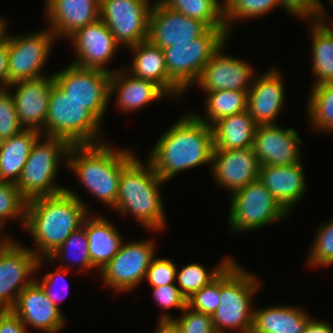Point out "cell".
<instances>
[{"instance_id":"20","label":"cell","mask_w":333,"mask_h":333,"mask_svg":"<svg viewBox=\"0 0 333 333\" xmlns=\"http://www.w3.org/2000/svg\"><path fill=\"white\" fill-rule=\"evenodd\" d=\"M260 164L253 147L244 149H214L212 172L215 183L233 194L248 183L258 180Z\"/></svg>"},{"instance_id":"50","label":"cell","mask_w":333,"mask_h":333,"mask_svg":"<svg viewBox=\"0 0 333 333\" xmlns=\"http://www.w3.org/2000/svg\"><path fill=\"white\" fill-rule=\"evenodd\" d=\"M153 333H181L173 321H158Z\"/></svg>"},{"instance_id":"55","label":"cell","mask_w":333,"mask_h":333,"mask_svg":"<svg viewBox=\"0 0 333 333\" xmlns=\"http://www.w3.org/2000/svg\"><path fill=\"white\" fill-rule=\"evenodd\" d=\"M144 1H147L150 5H154V4H156L157 2H159V1H161V0H154L153 2L151 1V0H144Z\"/></svg>"},{"instance_id":"32","label":"cell","mask_w":333,"mask_h":333,"mask_svg":"<svg viewBox=\"0 0 333 333\" xmlns=\"http://www.w3.org/2000/svg\"><path fill=\"white\" fill-rule=\"evenodd\" d=\"M57 259L62 264H58V266L67 270L71 268L69 267L71 266V264L69 265L70 261L75 264L74 266H78L77 270L79 271L82 270L84 272L95 268L89 255L88 237L83 226L74 231L65 242L47 258H38L36 272L42 267L44 261V263H52V261Z\"/></svg>"},{"instance_id":"9","label":"cell","mask_w":333,"mask_h":333,"mask_svg":"<svg viewBox=\"0 0 333 333\" xmlns=\"http://www.w3.org/2000/svg\"><path fill=\"white\" fill-rule=\"evenodd\" d=\"M228 225L232 232H251L288 217L271 192L256 180L230 196Z\"/></svg>"},{"instance_id":"17","label":"cell","mask_w":333,"mask_h":333,"mask_svg":"<svg viewBox=\"0 0 333 333\" xmlns=\"http://www.w3.org/2000/svg\"><path fill=\"white\" fill-rule=\"evenodd\" d=\"M223 47L209 60L194 84L207 92L217 90L248 91L256 75L253 66L239 57L224 53Z\"/></svg>"},{"instance_id":"7","label":"cell","mask_w":333,"mask_h":333,"mask_svg":"<svg viewBox=\"0 0 333 333\" xmlns=\"http://www.w3.org/2000/svg\"><path fill=\"white\" fill-rule=\"evenodd\" d=\"M71 145L64 139L42 135L33 144L16 186L28 201L37 197L61 193L65 187L56 184L60 163ZM63 159V160H62ZM62 160V161H61Z\"/></svg>"},{"instance_id":"25","label":"cell","mask_w":333,"mask_h":333,"mask_svg":"<svg viewBox=\"0 0 333 333\" xmlns=\"http://www.w3.org/2000/svg\"><path fill=\"white\" fill-rule=\"evenodd\" d=\"M115 94V105L124 113L142 109L156 100L170 96L155 82L137 78L128 73L125 68L111 74L110 100Z\"/></svg>"},{"instance_id":"34","label":"cell","mask_w":333,"mask_h":333,"mask_svg":"<svg viewBox=\"0 0 333 333\" xmlns=\"http://www.w3.org/2000/svg\"><path fill=\"white\" fill-rule=\"evenodd\" d=\"M307 103L309 124L317 132L333 133V82L311 87Z\"/></svg>"},{"instance_id":"45","label":"cell","mask_w":333,"mask_h":333,"mask_svg":"<svg viewBox=\"0 0 333 333\" xmlns=\"http://www.w3.org/2000/svg\"><path fill=\"white\" fill-rule=\"evenodd\" d=\"M153 299L157 305L164 311L177 308L183 311L187 307V299L181 293L176 283H170L159 287L151 286Z\"/></svg>"},{"instance_id":"11","label":"cell","mask_w":333,"mask_h":333,"mask_svg":"<svg viewBox=\"0 0 333 333\" xmlns=\"http://www.w3.org/2000/svg\"><path fill=\"white\" fill-rule=\"evenodd\" d=\"M51 74L71 98L81 103L101 123L104 122L103 117L110 103L111 73L70 63L66 69Z\"/></svg>"},{"instance_id":"44","label":"cell","mask_w":333,"mask_h":333,"mask_svg":"<svg viewBox=\"0 0 333 333\" xmlns=\"http://www.w3.org/2000/svg\"><path fill=\"white\" fill-rule=\"evenodd\" d=\"M177 264L170 258L156 256L152 259L145 280L150 286H162L176 282Z\"/></svg>"},{"instance_id":"1","label":"cell","mask_w":333,"mask_h":333,"mask_svg":"<svg viewBox=\"0 0 333 333\" xmlns=\"http://www.w3.org/2000/svg\"><path fill=\"white\" fill-rule=\"evenodd\" d=\"M146 158L164 181L201 165L212 167L213 130L193 112L174 122L158 139Z\"/></svg>"},{"instance_id":"24","label":"cell","mask_w":333,"mask_h":333,"mask_svg":"<svg viewBox=\"0 0 333 333\" xmlns=\"http://www.w3.org/2000/svg\"><path fill=\"white\" fill-rule=\"evenodd\" d=\"M301 161L284 166H260V182L271 192L277 202L289 214L303 199L307 180Z\"/></svg>"},{"instance_id":"29","label":"cell","mask_w":333,"mask_h":333,"mask_svg":"<svg viewBox=\"0 0 333 333\" xmlns=\"http://www.w3.org/2000/svg\"><path fill=\"white\" fill-rule=\"evenodd\" d=\"M257 126L248 110L220 119L211 126L214 149L253 147Z\"/></svg>"},{"instance_id":"56","label":"cell","mask_w":333,"mask_h":333,"mask_svg":"<svg viewBox=\"0 0 333 333\" xmlns=\"http://www.w3.org/2000/svg\"><path fill=\"white\" fill-rule=\"evenodd\" d=\"M222 8H224V4H225V0H221L219 2V0H215Z\"/></svg>"},{"instance_id":"31","label":"cell","mask_w":333,"mask_h":333,"mask_svg":"<svg viewBox=\"0 0 333 333\" xmlns=\"http://www.w3.org/2000/svg\"><path fill=\"white\" fill-rule=\"evenodd\" d=\"M310 26L312 86L333 82V33L322 22L311 21Z\"/></svg>"},{"instance_id":"23","label":"cell","mask_w":333,"mask_h":333,"mask_svg":"<svg viewBox=\"0 0 333 333\" xmlns=\"http://www.w3.org/2000/svg\"><path fill=\"white\" fill-rule=\"evenodd\" d=\"M48 28L57 39H68L77 30L100 18V0H45Z\"/></svg>"},{"instance_id":"46","label":"cell","mask_w":333,"mask_h":333,"mask_svg":"<svg viewBox=\"0 0 333 333\" xmlns=\"http://www.w3.org/2000/svg\"><path fill=\"white\" fill-rule=\"evenodd\" d=\"M318 0H279L280 7L286 9L291 16H297L300 20L315 21L316 6Z\"/></svg>"},{"instance_id":"54","label":"cell","mask_w":333,"mask_h":333,"mask_svg":"<svg viewBox=\"0 0 333 333\" xmlns=\"http://www.w3.org/2000/svg\"><path fill=\"white\" fill-rule=\"evenodd\" d=\"M331 21V22H330ZM332 33H333V21L331 20H325L322 22ZM327 23V24H326ZM329 24V25H328ZM332 24V25H331Z\"/></svg>"},{"instance_id":"52","label":"cell","mask_w":333,"mask_h":333,"mask_svg":"<svg viewBox=\"0 0 333 333\" xmlns=\"http://www.w3.org/2000/svg\"><path fill=\"white\" fill-rule=\"evenodd\" d=\"M6 18L0 17V42L4 41L7 38V21Z\"/></svg>"},{"instance_id":"19","label":"cell","mask_w":333,"mask_h":333,"mask_svg":"<svg viewBox=\"0 0 333 333\" xmlns=\"http://www.w3.org/2000/svg\"><path fill=\"white\" fill-rule=\"evenodd\" d=\"M303 140L297 130L285 129L277 124L258 125L253 148L260 166L292 165L301 159Z\"/></svg>"},{"instance_id":"18","label":"cell","mask_w":333,"mask_h":333,"mask_svg":"<svg viewBox=\"0 0 333 333\" xmlns=\"http://www.w3.org/2000/svg\"><path fill=\"white\" fill-rule=\"evenodd\" d=\"M53 75L18 81L10 84L15 109L24 129L42 132L48 114L49 97L54 85ZM15 89L14 92L11 89Z\"/></svg>"},{"instance_id":"33","label":"cell","mask_w":333,"mask_h":333,"mask_svg":"<svg viewBox=\"0 0 333 333\" xmlns=\"http://www.w3.org/2000/svg\"><path fill=\"white\" fill-rule=\"evenodd\" d=\"M248 91L217 90L207 92L205 97V117L193 113L200 121L212 126L220 119L247 110Z\"/></svg>"},{"instance_id":"5","label":"cell","mask_w":333,"mask_h":333,"mask_svg":"<svg viewBox=\"0 0 333 333\" xmlns=\"http://www.w3.org/2000/svg\"><path fill=\"white\" fill-rule=\"evenodd\" d=\"M260 286L258 277L235 260L224 269L220 274V305L212 315L216 333H226L228 329L251 333L254 295Z\"/></svg>"},{"instance_id":"42","label":"cell","mask_w":333,"mask_h":333,"mask_svg":"<svg viewBox=\"0 0 333 333\" xmlns=\"http://www.w3.org/2000/svg\"><path fill=\"white\" fill-rule=\"evenodd\" d=\"M23 129L17 117L13 95L8 89L0 91V141L9 139Z\"/></svg>"},{"instance_id":"41","label":"cell","mask_w":333,"mask_h":333,"mask_svg":"<svg viewBox=\"0 0 333 333\" xmlns=\"http://www.w3.org/2000/svg\"><path fill=\"white\" fill-rule=\"evenodd\" d=\"M220 275L187 299V306L212 316L220 305Z\"/></svg>"},{"instance_id":"10","label":"cell","mask_w":333,"mask_h":333,"mask_svg":"<svg viewBox=\"0 0 333 333\" xmlns=\"http://www.w3.org/2000/svg\"><path fill=\"white\" fill-rule=\"evenodd\" d=\"M56 40L47 27L22 35L8 34V87L18 81L46 76L43 69Z\"/></svg>"},{"instance_id":"51","label":"cell","mask_w":333,"mask_h":333,"mask_svg":"<svg viewBox=\"0 0 333 333\" xmlns=\"http://www.w3.org/2000/svg\"><path fill=\"white\" fill-rule=\"evenodd\" d=\"M322 1L318 0L317 1V6H316V13H315V21L316 22H323L328 19L326 16V11L324 9V6L322 5Z\"/></svg>"},{"instance_id":"53","label":"cell","mask_w":333,"mask_h":333,"mask_svg":"<svg viewBox=\"0 0 333 333\" xmlns=\"http://www.w3.org/2000/svg\"><path fill=\"white\" fill-rule=\"evenodd\" d=\"M4 227L0 225V249L13 237L5 236L3 233ZM3 234V235H2Z\"/></svg>"},{"instance_id":"16","label":"cell","mask_w":333,"mask_h":333,"mask_svg":"<svg viewBox=\"0 0 333 333\" xmlns=\"http://www.w3.org/2000/svg\"><path fill=\"white\" fill-rule=\"evenodd\" d=\"M209 28L206 23L170 9L159 1L150 12L147 40L164 49L174 44L191 43Z\"/></svg>"},{"instance_id":"35","label":"cell","mask_w":333,"mask_h":333,"mask_svg":"<svg viewBox=\"0 0 333 333\" xmlns=\"http://www.w3.org/2000/svg\"><path fill=\"white\" fill-rule=\"evenodd\" d=\"M233 261V258L226 256L220 263L207 271L206 268L198 263H189L176 270V284L179 286L181 293L186 297L190 298L194 293L198 292L202 287L210 284L216 279L226 267Z\"/></svg>"},{"instance_id":"4","label":"cell","mask_w":333,"mask_h":333,"mask_svg":"<svg viewBox=\"0 0 333 333\" xmlns=\"http://www.w3.org/2000/svg\"><path fill=\"white\" fill-rule=\"evenodd\" d=\"M146 161L145 164L134 156L122 168L114 210L117 214L131 215L147 231L160 232L167 221L160 191L165 182Z\"/></svg>"},{"instance_id":"28","label":"cell","mask_w":333,"mask_h":333,"mask_svg":"<svg viewBox=\"0 0 333 333\" xmlns=\"http://www.w3.org/2000/svg\"><path fill=\"white\" fill-rule=\"evenodd\" d=\"M302 308L294 304L254 308L251 333H304L312 317Z\"/></svg>"},{"instance_id":"47","label":"cell","mask_w":333,"mask_h":333,"mask_svg":"<svg viewBox=\"0 0 333 333\" xmlns=\"http://www.w3.org/2000/svg\"><path fill=\"white\" fill-rule=\"evenodd\" d=\"M0 333H28L25 324L12 310L0 312Z\"/></svg>"},{"instance_id":"43","label":"cell","mask_w":333,"mask_h":333,"mask_svg":"<svg viewBox=\"0 0 333 333\" xmlns=\"http://www.w3.org/2000/svg\"><path fill=\"white\" fill-rule=\"evenodd\" d=\"M57 270L55 272H47L44 277H42V280L39 281V279H36L35 281L42 287L47 297L53 302L55 306H57L61 311L60 302L63 301V299L66 297L68 292V282L67 279L64 277L69 270L57 267ZM61 282V283H59ZM58 285H60V288L58 289ZM63 289V290H62Z\"/></svg>"},{"instance_id":"21","label":"cell","mask_w":333,"mask_h":333,"mask_svg":"<svg viewBox=\"0 0 333 333\" xmlns=\"http://www.w3.org/2000/svg\"><path fill=\"white\" fill-rule=\"evenodd\" d=\"M25 324L44 333H57L65 327L66 318L47 297L42 287L34 280L20 293L11 309Z\"/></svg>"},{"instance_id":"15","label":"cell","mask_w":333,"mask_h":333,"mask_svg":"<svg viewBox=\"0 0 333 333\" xmlns=\"http://www.w3.org/2000/svg\"><path fill=\"white\" fill-rule=\"evenodd\" d=\"M73 44L75 59L72 64L113 73L117 69L107 66L117 55L120 46L105 23L99 18L93 23L77 30L69 38ZM107 65V66H106Z\"/></svg>"},{"instance_id":"30","label":"cell","mask_w":333,"mask_h":333,"mask_svg":"<svg viewBox=\"0 0 333 333\" xmlns=\"http://www.w3.org/2000/svg\"><path fill=\"white\" fill-rule=\"evenodd\" d=\"M40 136L36 130L23 129L0 141V181L17 183L33 144Z\"/></svg>"},{"instance_id":"27","label":"cell","mask_w":333,"mask_h":333,"mask_svg":"<svg viewBox=\"0 0 333 333\" xmlns=\"http://www.w3.org/2000/svg\"><path fill=\"white\" fill-rule=\"evenodd\" d=\"M82 226L88 237L91 262L99 273L118 253L124 242V237L114 227L115 225L103 215L92 216L89 214Z\"/></svg>"},{"instance_id":"13","label":"cell","mask_w":333,"mask_h":333,"mask_svg":"<svg viewBox=\"0 0 333 333\" xmlns=\"http://www.w3.org/2000/svg\"><path fill=\"white\" fill-rule=\"evenodd\" d=\"M151 9L144 0H100V19L128 49L147 40Z\"/></svg>"},{"instance_id":"37","label":"cell","mask_w":333,"mask_h":333,"mask_svg":"<svg viewBox=\"0 0 333 333\" xmlns=\"http://www.w3.org/2000/svg\"><path fill=\"white\" fill-rule=\"evenodd\" d=\"M280 8L279 0H225L223 8L224 27L230 34L237 20L263 17L275 8Z\"/></svg>"},{"instance_id":"2","label":"cell","mask_w":333,"mask_h":333,"mask_svg":"<svg viewBox=\"0 0 333 333\" xmlns=\"http://www.w3.org/2000/svg\"><path fill=\"white\" fill-rule=\"evenodd\" d=\"M81 197L65 188L61 193L27 201L24 229L36 245L28 248L38 258H47L82 227L90 209Z\"/></svg>"},{"instance_id":"39","label":"cell","mask_w":333,"mask_h":333,"mask_svg":"<svg viewBox=\"0 0 333 333\" xmlns=\"http://www.w3.org/2000/svg\"><path fill=\"white\" fill-rule=\"evenodd\" d=\"M319 226L307 256L309 267H325L333 261V218Z\"/></svg>"},{"instance_id":"3","label":"cell","mask_w":333,"mask_h":333,"mask_svg":"<svg viewBox=\"0 0 333 333\" xmlns=\"http://www.w3.org/2000/svg\"><path fill=\"white\" fill-rule=\"evenodd\" d=\"M133 152L130 149L113 148L106 141L71 145L65 166L89 193L114 211L121 170L135 156Z\"/></svg>"},{"instance_id":"26","label":"cell","mask_w":333,"mask_h":333,"mask_svg":"<svg viewBox=\"0 0 333 333\" xmlns=\"http://www.w3.org/2000/svg\"><path fill=\"white\" fill-rule=\"evenodd\" d=\"M133 55L131 68L124 67L131 75L155 82L170 98H181L184 92L169 78L162 48L148 40L128 48ZM130 68V69H128Z\"/></svg>"},{"instance_id":"38","label":"cell","mask_w":333,"mask_h":333,"mask_svg":"<svg viewBox=\"0 0 333 333\" xmlns=\"http://www.w3.org/2000/svg\"><path fill=\"white\" fill-rule=\"evenodd\" d=\"M27 200L18 190L16 183L0 181V225L6 226V220H21L25 226Z\"/></svg>"},{"instance_id":"8","label":"cell","mask_w":333,"mask_h":333,"mask_svg":"<svg viewBox=\"0 0 333 333\" xmlns=\"http://www.w3.org/2000/svg\"><path fill=\"white\" fill-rule=\"evenodd\" d=\"M229 33L225 28L210 27L191 43L164 48L169 78L184 92L193 86L209 60L226 45Z\"/></svg>"},{"instance_id":"48","label":"cell","mask_w":333,"mask_h":333,"mask_svg":"<svg viewBox=\"0 0 333 333\" xmlns=\"http://www.w3.org/2000/svg\"><path fill=\"white\" fill-rule=\"evenodd\" d=\"M8 35L0 42V91L8 89Z\"/></svg>"},{"instance_id":"40","label":"cell","mask_w":333,"mask_h":333,"mask_svg":"<svg viewBox=\"0 0 333 333\" xmlns=\"http://www.w3.org/2000/svg\"><path fill=\"white\" fill-rule=\"evenodd\" d=\"M182 312L180 318L161 312L163 314H160L158 321H173L181 333H216L212 316L194 311L188 306Z\"/></svg>"},{"instance_id":"22","label":"cell","mask_w":333,"mask_h":333,"mask_svg":"<svg viewBox=\"0 0 333 333\" xmlns=\"http://www.w3.org/2000/svg\"><path fill=\"white\" fill-rule=\"evenodd\" d=\"M256 76L247 93V110L257 125L277 124L286 97L282 75L270 67Z\"/></svg>"},{"instance_id":"12","label":"cell","mask_w":333,"mask_h":333,"mask_svg":"<svg viewBox=\"0 0 333 333\" xmlns=\"http://www.w3.org/2000/svg\"><path fill=\"white\" fill-rule=\"evenodd\" d=\"M154 241L123 242L118 253L99 272L103 284L115 293L134 290L146 278L150 263L157 254Z\"/></svg>"},{"instance_id":"49","label":"cell","mask_w":333,"mask_h":333,"mask_svg":"<svg viewBox=\"0 0 333 333\" xmlns=\"http://www.w3.org/2000/svg\"><path fill=\"white\" fill-rule=\"evenodd\" d=\"M304 333H333V325L325 321H318L313 317L308 321Z\"/></svg>"},{"instance_id":"36","label":"cell","mask_w":333,"mask_h":333,"mask_svg":"<svg viewBox=\"0 0 333 333\" xmlns=\"http://www.w3.org/2000/svg\"><path fill=\"white\" fill-rule=\"evenodd\" d=\"M161 2L170 9L206 23L209 27L225 28L223 8L215 0H161Z\"/></svg>"},{"instance_id":"14","label":"cell","mask_w":333,"mask_h":333,"mask_svg":"<svg viewBox=\"0 0 333 333\" xmlns=\"http://www.w3.org/2000/svg\"><path fill=\"white\" fill-rule=\"evenodd\" d=\"M38 257L24 244L11 238L0 249V308L11 310L19 293L35 278Z\"/></svg>"},{"instance_id":"6","label":"cell","mask_w":333,"mask_h":333,"mask_svg":"<svg viewBox=\"0 0 333 333\" xmlns=\"http://www.w3.org/2000/svg\"><path fill=\"white\" fill-rule=\"evenodd\" d=\"M101 127L102 123L90 111L54 82L42 136L61 138L70 145L96 144L104 142L99 134Z\"/></svg>"}]
</instances>
